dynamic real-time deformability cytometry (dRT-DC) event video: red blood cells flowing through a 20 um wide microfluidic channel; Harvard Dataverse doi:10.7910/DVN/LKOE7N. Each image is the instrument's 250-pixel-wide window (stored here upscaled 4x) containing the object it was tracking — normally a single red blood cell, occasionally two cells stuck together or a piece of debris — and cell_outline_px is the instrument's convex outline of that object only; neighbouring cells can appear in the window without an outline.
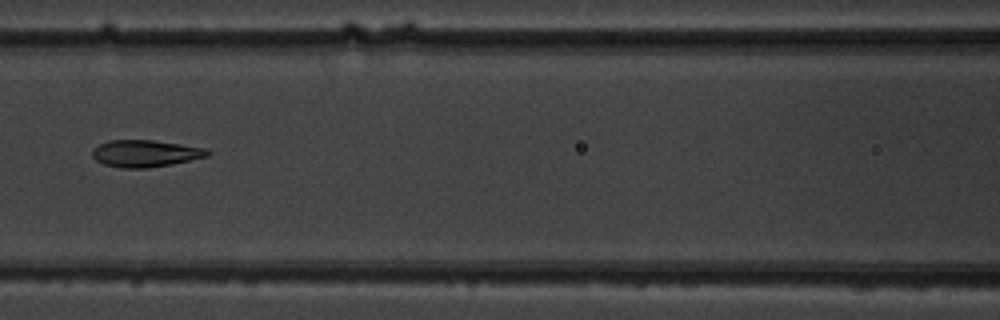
{"species": "common noctule bat (a hibernating species)", "species_latin": "Nyctalus noctula", "temperature_condition": "warm", "stored_images_in_passage": 8, "camera_frame_rate_fps": 3000, "um_per_image_px": 0.085, "animal": {"sex": "male", "body_mass_g": 19.5, "forearm_length_mm": 54.6}, "frame": {"image": 1, "passage_image": 8, "time_ms": 8.0, "image_size_px": [1000, 320], "cell_outline_px": [[212, 152], [208, 156], [168, 164], [144, 168], [124, 168], [104, 164], [96, 160], [92, 156], [92, 148], [108, 140], [152, 140], [208, 148]], "centroid_in_image_um": [12.34, 13.03], "position_along_channel_um": 154.3, "area_um2": 17.92}}